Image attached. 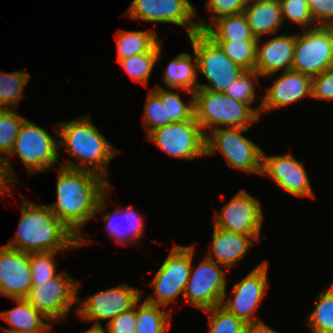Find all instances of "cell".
I'll return each mask as SVG.
<instances>
[{
  "label": "cell",
  "mask_w": 333,
  "mask_h": 333,
  "mask_svg": "<svg viewBox=\"0 0 333 333\" xmlns=\"http://www.w3.org/2000/svg\"><path fill=\"white\" fill-rule=\"evenodd\" d=\"M4 110H5L4 108H1V107H0V114H1Z\"/></svg>",
  "instance_id": "681fc988"
},
{
  "label": "cell",
  "mask_w": 333,
  "mask_h": 333,
  "mask_svg": "<svg viewBox=\"0 0 333 333\" xmlns=\"http://www.w3.org/2000/svg\"><path fill=\"white\" fill-rule=\"evenodd\" d=\"M213 227L212 244L207 257L226 268H232L244 258L252 247L253 241L260 238V235L234 233Z\"/></svg>",
  "instance_id": "44dd1931"
},
{
  "label": "cell",
  "mask_w": 333,
  "mask_h": 333,
  "mask_svg": "<svg viewBox=\"0 0 333 333\" xmlns=\"http://www.w3.org/2000/svg\"><path fill=\"white\" fill-rule=\"evenodd\" d=\"M142 290L132 288L128 284L115 287L90 295L85 300L78 298L81 304L75 311L81 320L99 323L107 320V323L122 312L132 307L143 297Z\"/></svg>",
  "instance_id": "5bb4252c"
},
{
  "label": "cell",
  "mask_w": 333,
  "mask_h": 333,
  "mask_svg": "<svg viewBox=\"0 0 333 333\" xmlns=\"http://www.w3.org/2000/svg\"><path fill=\"white\" fill-rule=\"evenodd\" d=\"M249 128H221L206 135V156L214 155L219 151L225 158L227 165L233 170L252 172L260 174L262 172V154L261 148L242 135V132H248Z\"/></svg>",
  "instance_id": "8992f818"
},
{
  "label": "cell",
  "mask_w": 333,
  "mask_h": 333,
  "mask_svg": "<svg viewBox=\"0 0 333 333\" xmlns=\"http://www.w3.org/2000/svg\"><path fill=\"white\" fill-rule=\"evenodd\" d=\"M187 52H182L171 60L164 70V83L171 89L186 90L191 95L198 89L197 58Z\"/></svg>",
  "instance_id": "d4e9b609"
},
{
  "label": "cell",
  "mask_w": 333,
  "mask_h": 333,
  "mask_svg": "<svg viewBox=\"0 0 333 333\" xmlns=\"http://www.w3.org/2000/svg\"><path fill=\"white\" fill-rule=\"evenodd\" d=\"M56 185L57 201L49 208L79 239V247L92 243L81 229L105 209L112 185L97 173L64 166L57 168Z\"/></svg>",
  "instance_id": "6da1fadb"
},
{
  "label": "cell",
  "mask_w": 333,
  "mask_h": 333,
  "mask_svg": "<svg viewBox=\"0 0 333 333\" xmlns=\"http://www.w3.org/2000/svg\"><path fill=\"white\" fill-rule=\"evenodd\" d=\"M127 13L132 20L183 26L188 36L200 31L196 9L189 0H133Z\"/></svg>",
  "instance_id": "4fadbf2b"
},
{
  "label": "cell",
  "mask_w": 333,
  "mask_h": 333,
  "mask_svg": "<svg viewBox=\"0 0 333 333\" xmlns=\"http://www.w3.org/2000/svg\"><path fill=\"white\" fill-rule=\"evenodd\" d=\"M261 38L256 44L255 71L263 77L274 75L279 70L286 71L292 68L296 34H282L267 40L259 46Z\"/></svg>",
  "instance_id": "ffe728a7"
},
{
  "label": "cell",
  "mask_w": 333,
  "mask_h": 333,
  "mask_svg": "<svg viewBox=\"0 0 333 333\" xmlns=\"http://www.w3.org/2000/svg\"><path fill=\"white\" fill-rule=\"evenodd\" d=\"M262 100L256 108L249 104L235 100L225 93L211 90L197 89L194 92L195 119L207 133L224 128H249L248 124L259 121Z\"/></svg>",
  "instance_id": "277c9868"
},
{
  "label": "cell",
  "mask_w": 333,
  "mask_h": 333,
  "mask_svg": "<svg viewBox=\"0 0 333 333\" xmlns=\"http://www.w3.org/2000/svg\"><path fill=\"white\" fill-rule=\"evenodd\" d=\"M20 220L13 239L5 246L22 252H55L79 247V239L48 205L23 197Z\"/></svg>",
  "instance_id": "7a4b0ae2"
},
{
  "label": "cell",
  "mask_w": 333,
  "mask_h": 333,
  "mask_svg": "<svg viewBox=\"0 0 333 333\" xmlns=\"http://www.w3.org/2000/svg\"><path fill=\"white\" fill-rule=\"evenodd\" d=\"M83 333H106L105 329L101 325V323H93V325Z\"/></svg>",
  "instance_id": "bcb514c9"
},
{
  "label": "cell",
  "mask_w": 333,
  "mask_h": 333,
  "mask_svg": "<svg viewBox=\"0 0 333 333\" xmlns=\"http://www.w3.org/2000/svg\"><path fill=\"white\" fill-rule=\"evenodd\" d=\"M30 80L29 73L14 71L0 73V107L14 109L23 97V90Z\"/></svg>",
  "instance_id": "d6a6232c"
},
{
  "label": "cell",
  "mask_w": 333,
  "mask_h": 333,
  "mask_svg": "<svg viewBox=\"0 0 333 333\" xmlns=\"http://www.w3.org/2000/svg\"><path fill=\"white\" fill-rule=\"evenodd\" d=\"M259 77H262L255 70H246L236 79L228 90L225 92L229 97L247 103L252 106L257 101L255 83L259 84Z\"/></svg>",
  "instance_id": "d590c367"
},
{
  "label": "cell",
  "mask_w": 333,
  "mask_h": 333,
  "mask_svg": "<svg viewBox=\"0 0 333 333\" xmlns=\"http://www.w3.org/2000/svg\"><path fill=\"white\" fill-rule=\"evenodd\" d=\"M105 326L108 333H135L137 326L136 304L131 309L114 317Z\"/></svg>",
  "instance_id": "60d3db41"
},
{
  "label": "cell",
  "mask_w": 333,
  "mask_h": 333,
  "mask_svg": "<svg viewBox=\"0 0 333 333\" xmlns=\"http://www.w3.org/2000/svg\"><path fill=\"white\" fill-rule=\"evenodd\" d=\"M29 253L0 247V294L10 299L26 298L32 287Z\"/></svg>",
  "instance_id": "ac0fdd59"
},
{
  "label": "cell",
  "mask_w": 333,
  "mask_h": 333,
  "mask_svg": "<svg viewBox=\"0 0 333 333\" xmlns=\"http://www.w3.org/2000/svg\"><path fill=\"white\" fill-rule=\"evenodd\" d=\"M248 0H207L206 10L213 13L212 21L218 18L242 13L247 6Z\"/></svg>",
  "instance_id": "ab89813d"
},
{
  "label": "cell",
  "mask_w": 333,
  "mask_h": 333,
  "mask_svg": "<svg viewBox=\"0 0 333 333\" xmlns=\"http://www.w3.org/2000/svg\"><path fill=\"white\" fill-rule=\"evenodd\" d=\"M26 118L11 109H5L0 114V152L8 155L13 148L14 141L18 135L21 124ZM3 159L5 173V189L11 188V183H16V175L13 171L10 157L0 154Z\"/></svg>",
  "instance_id": "4316f807"
},
{
  "label": "cell",
  "mask_w": 333,
  "mask_h": 333,
  "mask_svg": "<svg viewBox=\"0 0 333 333\" xmlns=\"http://www.w3.org/2000/svg\"><path fill=\"white\" fill-rule=\"evenodd\" d=\"M61 128L56 134L61 137L59 147L63 146L73 160H66L62 165L67 168L87 170L99 174L107 179V165L122 151L114 148L98 128L89 115L80 116L74 120L59 124Z\"/></svg>",
  "instance_id": "3957f363"
},
{
  "label": "cell",
  "mask_w": 333,
  "mask_h": 333,
  "mask_svg": "<svg viewBox=\"0 0 333 333\" xmlns=\"http://www.w3.org/2000/svg\"><path fill=\"white\" fill-rule=\"evenodd\" d=\"M117 61L147 52H151L161 39L151 29L148 31L121 30L116 33Z\"/></svg>",
  "instance_id": "83f0119b"
},
{
  "label": "cell",
  "mask_w": 333,
  "mask_h": 333,
  "mask_svg": "<svg viewBox=\"0 0 333 333\" xmlns=\"http://www.w3.org/2000/svg\"><path fill=\"white\" fill-rule=\"evenodd\" d=\"M330 35H331L332 47H333V25H330Z\"/></svg>",
  "instance_id": "c3c4849f"
},
{
  "label": "cell",
  "mask_w": 333,
  "mask_h": 333,
  "mask_svg": "<svg viewBox=\"0 0 333 333\" xmlns=\"http://www.w3.org/2000/svg\"><path fill=\"white\" fill-rule=\"evenodd\" d=\"M54 322H49L42 330L32 331V332H13V333H50L49 331L52 329L51 324Z\"/></svg>",
  "instance_id": "7dc6e473"
},
{
  "label": "cell",
  "mask_w": 333,
  "mask_h": 333,
  "mask_svg": "<svg viewBox=\"0 0 333 333\" xmlns=\"http://www.w3.org/2000/svg\"><path fill=\"white\" fill-rule=\"evenodd\" d=\"M79 285L78 280L62 271L44 282H32L25 299L51 322L59 323L78 302Z\"/></svg>",
  "instance_id": "9c48e42d"
},
{
  "label": "cell",
  "mask_w": 333,
  "mask_h": 333,
  "mask_svg": "<svg viewBox=\"0 0 333 333\" xmlns=\"http://www.w3.org/2000/svg\"><path fill=\"white\" fill-rule=\"evenodd\" d=\"M197 22L199 30L204 31L214 41L258 40L243 12L220 17L213 22V26L205 20L199 19Z\"/></svg>",
  "instance_id": "cb8c5ba5"
},
{
  "label": "cell",
  "mask_w": 333,
  "mask_h": 333,
  "mask_svg": "<svg viewBox=\"0 0 333 333\" xmlns=\"http://www.w3.org/2000/svg\"><path fill=\"white\" fill-rule=\"evenodd\" d=\"M16 307L0 312V317L12 328H3L4 333L32 332L42 330L50 320L32 306L25 298L11 299Z\"/></svg>",
  "instance_id": "484cf974"
},
{
  "label": "cell",
  "mask_w": 333,
  "mask_h": 333,
  "mask_svg": "<svg viewBox=\"0 0 333 333\" xmlns=\"http://www.w3.org/2000/svg\"><path fill=\"white\" fill-rule=\"evenodd\" d=\"M141 299L136 303L137 307V326L135 333H166L170 329V312L165 311L156 304L142 301Z\"/></svg>",
  "instance_id": "f1b7e54d"
},
{
  "label": "cell",
  "mask_w": 333,
  "mask_h": 333,
  "mask_svg": "<svg viewBox=\"0 0 333 333\" xmlns=\"http://www.w3.org/2000/svg\"><path fill=\"white\" fill-rule=\"evenodd\" d=\"M333 68L330 25L317 26L296 34L292 68L311 77Z\"/></svg>",
  "instance_id": "8fae6325"
},
{
  "label": "cell",
  "mask_w": 333,
  "mask_h": 333,
  "mask_svg": "<svg viewBox=\"0 0 333 333\" xmlns=\"http://www.w3.org/2000/svg\"><path fill=\"white\" fill-rule=\"evenodd\" d=\"M193 53L197 58L198 73H202L209 84H200L198 89L225 93L246 70L235 64L221 47L204 31L189 35Z\"/></svg>",
  "instance_id": "5b68a950"
},
{
  "label": "cell",
  "mask_w": 333,
  "mask_h": 333,
  "mask_svg": "<svg viewBox=\"0 0 333 333\" xmlns=\"http://www.w3.org/2000/svg\"><path fill=\"white\" fill-rule=\"evenodd\" d=\"M58 252L61 251L29 253L32 282H44L59 274L54 260Z\"/></svg>",
  "instance_id": "74e56055"
},
{
  "label": "cell",
  "mask_w": 333,
  "mask_h": 333,
  "mask_svg": "<svg viewBox=\"0 0 333 333\" xmlns=\"http://www.w3.org/2000/svg\"><path fill=\"white\" fill-rule=\"evenodd\" d=\"M144 107L143 123L147 135L159 127L166 126L165 103H162L161 98L152 89L147 93Z\"/></svg>",
  "instance_id": "f35d334b"
},
{
  "label": "cell",
  "mask_w": 333,
  "mask_h": 333,
  "mask_svg": "<svg viewBox=\"0 0 333 333\" xmlns=\"http://www.w3.org/2000/svg\"><path fill=\"white\" fill-rule=\"evenodd\" d=\"M55 138L44 128L25 119L8 155L17 154L30 175L45 172L60 158L59 142Z\"/></svg>",
  "instance_id": "ba28073f"
},
{
  "label": "cell",
  "mask_w": 333,
  "mask_h": 333,
  "mask_svg": "<svg viewBox=\"0 0 333 333\" xmlns=\"http://www.w3.org/2000/svg\"><path fill=\"white\" fill-rule=\"evenodd\" d=\"M261 175L269 176L283 190L296 197H315L303 163L292 154L267 156L263 152Z\"/></svg>",
  "instance_id": "e0dca14e"
},
{
  "label": "cell",
  "mask_w": 333,
  "mask_h": 333,
  "mask_svg": "<svg viewBox=\"0 0 333 333\" xmlns=\"http://www.w3.org/2000/svg\"><path fill=\"white\" fill-rule=\"evenodd\" d=\"M244 333H280L269 327L263 320L248 322L245 325Z\"/></svg>",
  "instance_id": "ee69618b"
},
{
  "label": "cell",
  "mask_w": 333,
  "mask_h": 333,
  "mask_svg": "<svg viewBox=\"0 0 333 333\" xmlns=\"http://www.w3.org/2000/svg\"><path fill=\"white\" fill-rule=\"evenodd\" d=\"M0 193L2 196H6L7 194H11V188L5 189V173L3 166V159L0 157Z\"/></svg>",
  "instance_id": "f6af8a7d"
},
{
  "label": "cell",
  "mask_w": 333,
  "mask_h": 333,
  "mask_svg": "<svg viewBox=\"0 0 333 333\" xmlns=\"http://www.w3.org/2000/svg\"><path fill=\"white\" fill-rule=\"evenodd\" d=\"M207 256L190 270L184 291L185 300L190 305L206 310L221 305L226 298V271Z\"/></svg>",
  "instance_id": "7c38bea8"
},
{
  "label": "cell",
  "mask_w": 333,
  "mask_h": 333,
  "mask_svg": "<svg viewBox=\"0 0 333 333\" xmlns=\"http://www.w3.org/2000/svg\"><path fill=\"white\" fill-rule=\"evenodd\" d=\"M311 98L333 100V68L312 77Z\"/></svg>",
  "instance_id": "b9f144b4"
},
{
  "label": "cell",
  "mask_w": 333,
  "mask_h": 333,
  "mask_svg": "<svg viewBox=\"0 0 333 333\" xmlns=\"http://www.w3.org/2000/svg\"><path fill=\"white\" fill-rule=\"evenodd\" d=\"M243 13L257 39L265 34L275 35L283 23L279 0L248 1Z\"/></svg>",
  "instance_id": "7402d4cb"
},
{
  "label": "cell",
  "mask_w": 333,
  "mask_h": 333,
  "mask_svg": "<svg viewBox=\"0 0 333 333\" xmlns=\"http://www.w3.org/2000/svg\"><path fill=\"white\" fill-rule=\"evenodd\" d=\"M235 64L255 70L257 40L215 41Z\"/></svg>",
  "instance_id": "836d02e7"
},
{
  "label": "cell",
  "mask_w": 333,
  "mask_h": 333,
  "mask_svg": "<svg viewBox=\"0 0 333 333\" xmlns=\"http://www.w3.org/2000/svg\"><path fill=\"white\" fill-rule=\"evenodd\" d=\"M279 3L283 22L287 18L303 30L310 29V23L313 24V28L318 26L312 17L307 0H279Z\"/></svg>",
  "instance_id": "8d00e7d4"
},
{
  "label": "cell",
  "mask_w": 333,
  "mask_h": 333,
  "mask_svg": "<svg viewBox=\"0 0 333 333\" xmlns=\"http://www.w3.org/2000/svg\"><path fill=\"white\" fill-rule=\"evenodd\" d=\"M146 136L171 157L193 160L206 155V135L195 117L159 127Z\"/></svg>",
  "instance_id": "30bf717a"
},
{
  "label": "cell",
  "mask_w": 333,
  "mask_h": 333,
  "mask_svg": "<svg viewBox=\"0 0 333 333\" xmlns=\"http://www.w3.org/2000/svg\"><path fill=\"white\" fill-rule=\"evenodd\" d=\"M209 312V333H244L246 323L224 306L217 305L204 310Z\"/></svg>",
  "instance_id": "e575fe53"
},
{
  "label": "cell",
  "mask_w": 333,
  "mask_h": 333,
  "mask_svg": "<svg viewBox=\"0 0 333 333\" xmlns=\"http://www.w3.org/2000/svg\"><path fill=\"white\" fill-rule=\"evenodd\" d=\"M307 2L316 25L318 23V26L333 25V0H307Z\"/></svg>",
  "instance_id": "7bdbcfd3"
},
{
  "label": "cell",
  "mask_w": 333,
  "mask_h": 333,
  "mask_svg": "<svg viewBox=\"0 0 333 333\" xmlns=\"http://www.w3.org/2000/svg\"><path fill=\"white\" fill-rule=\"evenodd\" d=\"M161 49L162 46L159 43L151 52L134 55L119 60L118 63L131 76L133 81L147 86L153 68L161 60Z\"/></svg>",
  "instance_id": "4dcf8cb0"
},
{
  "label": "cell",
  "mask_w": 333,
  "mask_h": 333,
  "mask_svg": "<svg viewBox=\"0 0 333 333\" xmlns=\"http://www.w3.org/2000/svg\"><path fill=\"white\" fill-rule=\"evenodd\" d=\"M263 211L258 199L242 189L223 207L215 211L214 226L226 231L246 235H260Z\"/></svg>",
  "instance_id": "2e32d148"
},
{
  "label": "cell",
  "mask_w": 333,
  "mask_h": 333,
  "mask_svg": "<svg viewBox=\"0 0 333 333\" xmlns=\"http://www.w3.org/2000/svg\"><path fill=\"white\" fill-rule=\"evenodd\" d=\"M262 97L261 112L312 97V77L293 69L283 71Z\"/></svg>",
  "instance_id": "d6986e66"
},
{
  "label": "cell",
  "mask_w": 333,
  "mask_h": 333,
  "mask_svg": "<svg viewBox=\"0 0 333 333\" xmlns=\"http://www.w3.org/2000/svg\"><path fill=\"white\" fill-rule=\"evenodd\" d=\"M194 246L174 245L151 281L154 289L145 301L166 307L176 303L178 296H184L191 266L193 265Z\"/></svg>",
  "instance_id": "52a82bcc"
},
{
  "label": "cell",
  "mask_w": 333,
  "mask_h": 333,
  "mask_svg": "<svg viewBox=\"0 0 333 333\" xmlns=\"http://www.w3.org/2000/svg\"><path fill=\"white\" fill-rule=\"evenodd\" d=\"M152 90L161 98L162 103H165L166 125L185 122L195 117L194 95L185 103L179 93L171 92L159 85Z\"/></svg>",
  "instance_id": "1f68e13d"
},
{
  "label": "cell",
  "mask_w": 333,
  "mask_h": 333,
  "mask_svg": "<svg viewBox=\"0 0 333 333\" xmlns=\"http://www.w3.org/2000/svg\"><path fill=\"white\" fill-rule=\"evenodd\" d=\"M117 218L119 221L116 220ZM121 218L124 219L125 224ZM102 220L106 223V229H109L110 236L117 244L125 246L131 242L135 243L134 241L145 233L143 218L138 215L132 205L126 208L118 207L112 213L103 216Z\"/></svg>",
  "instance_id": "603a6c76"
},
{
  "label": "cell",
  "mask_w": 333,
  "mask_h": 333,
  "mask_svg": "<svg viewBox=\"0 0 333 333\" xmlns=\"http://www.w3.org/2000/svg\"><path fill=\"white\" fill-rule=\"evenodd\" d=\"M268 261H262L243 279L232 286L233 297L222 301L228 311L245 323L259 319L256 315L258 307L262 306V298L266 296L268 286Z\"/></svg>",
  "instance_id": "9a60e30c"
},
{
  "label": "cell",
  "mask_w": 333,
  "mask_h": 333,
  "mask_svg": "<svg viewBox=\"0 0 333 333\" xmlns=\"http://www.w3.org/2000/svg\"><path fill=\"white\" fill-rule=\"evenodd\" d=\"M316 306L307 321L312 333H333V282L315 297Z\"/></svg>",
  "instance_id": "f546056e"
}]
</instances>
